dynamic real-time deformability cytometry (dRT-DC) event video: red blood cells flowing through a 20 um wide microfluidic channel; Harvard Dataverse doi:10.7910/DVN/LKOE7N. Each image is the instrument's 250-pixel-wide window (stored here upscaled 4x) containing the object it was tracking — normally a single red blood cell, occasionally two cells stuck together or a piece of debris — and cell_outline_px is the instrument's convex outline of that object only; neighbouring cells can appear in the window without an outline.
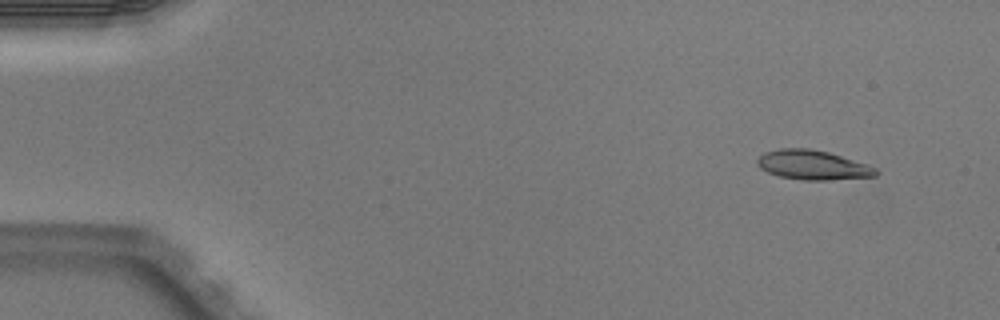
{"species": "Egyptian fruit bat (a non-hibernating species)", "species_latin": "Rousettus aegyptiacus", "temperature_condition": "warm", "stored_images_in_passage": 4, "camera_frame_rate_fps": 3000, "um_per_image_px": 0.085, "animal": {"sex": "male"}, "frame": {"image": 1, "passage_image": 1, "time_ms": 0.0, "image_size_px": [1000, 320], "cell_outline_px": [[880, 172], [876, 176], [828, 180], [804, 180], [780, 176], [768, 172], [760, 168], [756, 164], [756, 160], [764, 152], [780, 148], [808, 148], [828, 152], [868, 164], [876, 168]], "centroid_in_image_um": [69.09, 14.02], "position_along_channel_um": 15.9, "area_um2": 20.4}}
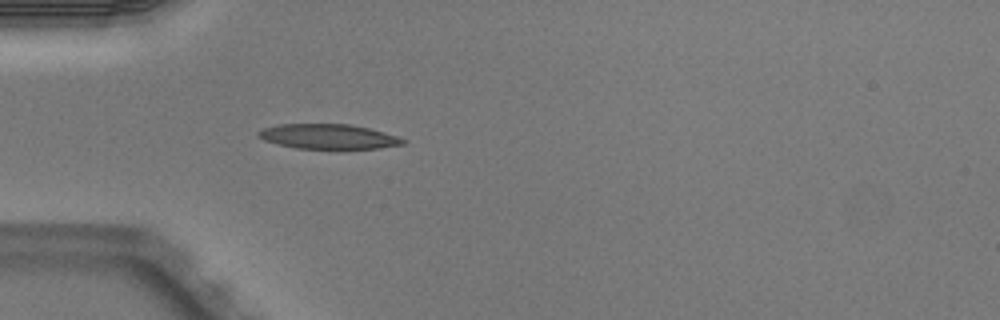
{"frame": {"image": 2, "passage_image": 4, "time_ms": 1.0, "image_size_px": [1000, 320], "cell_outline_px": [[408, 140], [404, 144], [376, 148], [296, 148], [264, 140], [256, 136], [256, 132], [264, 128], [280, 124], [352, 124], [400, 136]], "centroid_in_image_um": [27.93, 11.59], "position_along_channel_um": 57.1, "area_um2": 20.81}}